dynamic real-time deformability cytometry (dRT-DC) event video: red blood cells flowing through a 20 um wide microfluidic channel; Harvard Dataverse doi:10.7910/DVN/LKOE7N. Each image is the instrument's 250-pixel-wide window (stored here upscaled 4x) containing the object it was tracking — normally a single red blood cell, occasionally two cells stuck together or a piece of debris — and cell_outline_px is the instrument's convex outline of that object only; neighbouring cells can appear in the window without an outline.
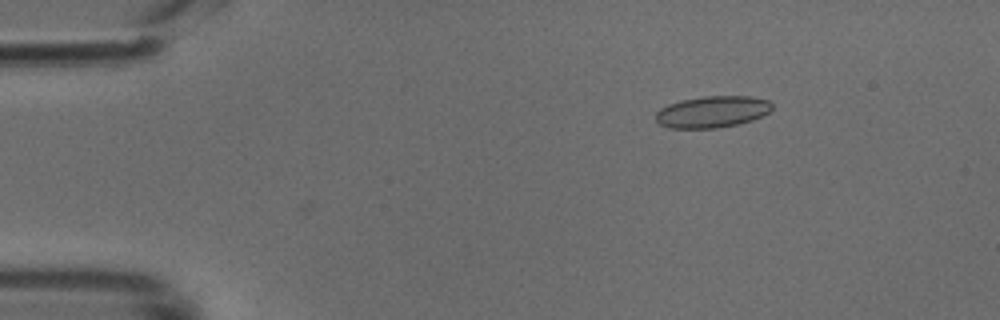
{"species": "common noctule bat (a hibernating species)", "species_latin": "Nyctalus noctula", "temperature_condition": "cold", "stored_images_in_passage": 39, "camera_frame_rate_fps": 3000, "um_per_image_px": 0.085, "animal": {"sex": "male", "body_mass_g": 18.8}, "frame": {"image": 1, "passage_image": 2, "time_ms": 0.333, "image_size_px": [1000, 320], "cell_outline_px": [[772, 108], [768, 112], [752, 120], [740, 124], [716, 128], [668, 128], [660, 124], [656, 120], [656, 112], [660, 108], [668, 104], [680, 100], [704, 96], [752, 96], [768, 100], [772, 104]], "centroid_in_image_um": [60.53, 9.5], "position_along_channel_um": 24.5, "area_um2": 21.5}}
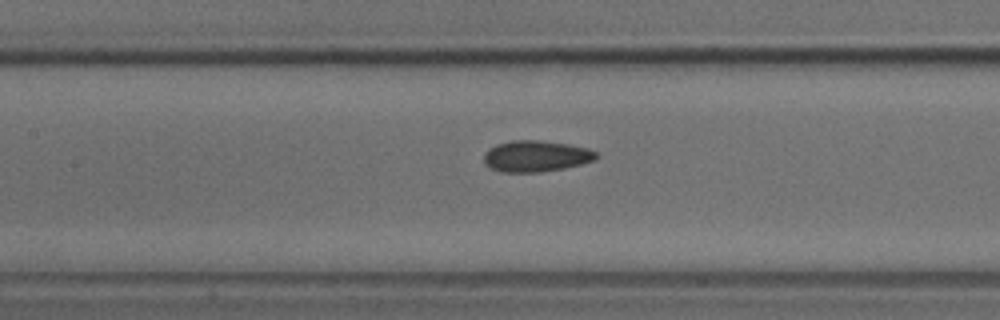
{"frame": {"image": 2, "passage_image": 17, "time_ms": 5.333, "image_size_px": [1000, 320], "cell_outline_px": [[600, 156], [596, 160], [564, 168], [540, 172], [500, 172], [488, 168], [484, 164], [484, 152], [488, 148], [496, 144], [512, 140], [536, 140], [568, 144], [588, 148], [596, 152]], "centroid_in_image_um": [45.53, 13.28], "position_along_channel_um": 161.9, "area_um2": 20.69}}
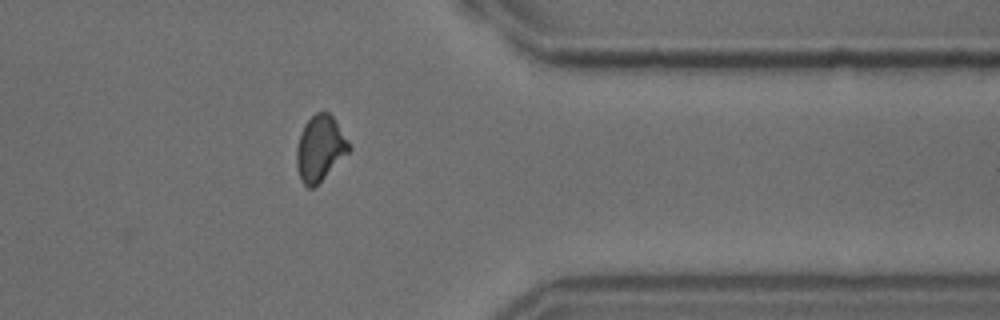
{"frame": {"image": 3, "passage_image": 34, "time_ms": 11.0, "image_size_px": [1000, 320], "cell_outline_px": [[352, 148], [312, 188], [308, 188], [300, 180], [296, 164], [296, 148], [304, 124], [316, 112], [328, 112], [332, 116], [348, 140]], "centroid_in_image_um": [27.18, 12.59], "position_along_channel_um": 384.2, "area_um2": 19.54}}